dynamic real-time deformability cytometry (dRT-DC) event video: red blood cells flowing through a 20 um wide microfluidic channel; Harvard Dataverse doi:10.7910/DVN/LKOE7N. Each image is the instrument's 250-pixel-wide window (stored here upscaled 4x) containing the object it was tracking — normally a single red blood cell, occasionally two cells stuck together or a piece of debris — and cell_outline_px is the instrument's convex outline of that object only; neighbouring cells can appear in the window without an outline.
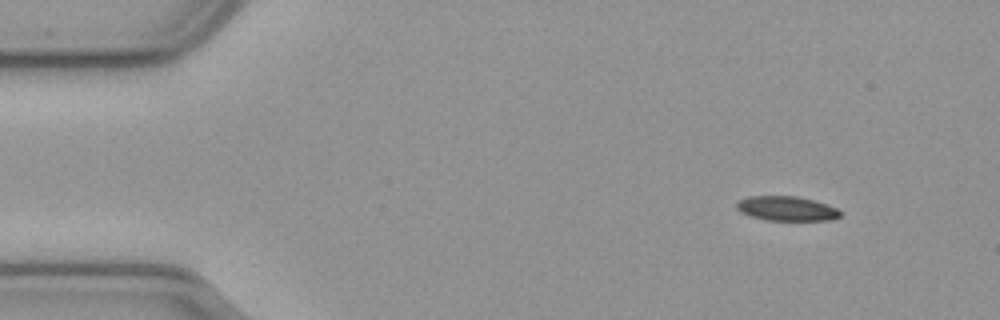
{"species": "common noctule bat (a hibernating species)", "species_latin": "Nyctalus noctula", "temperature_condition": "cold", "stored_images_in_passage": 51, "camera_frame_rate_fps": 3000, "um_per_image_px": 0.085, "animal": {"sex": "male", "body_mass_g": 23.1, "forearm_length_mm": 52.7}, "frame": {"image": 1, "passage_image": 1, "time_ms": 0.0, "image_size_px": [1000, 320], "cell_outline_px": [[840, 216], [832, 220], [764, 220], [740, 212], [736, 208], [736, 204], [740, 200], [748, 196], [796, 196], [812, 200], [836, 208], [840, 212]], "centroid_in_image_um": [66.82, 17.73], "position_along_channel_um": 18.2, "area_um2": 14.62}}
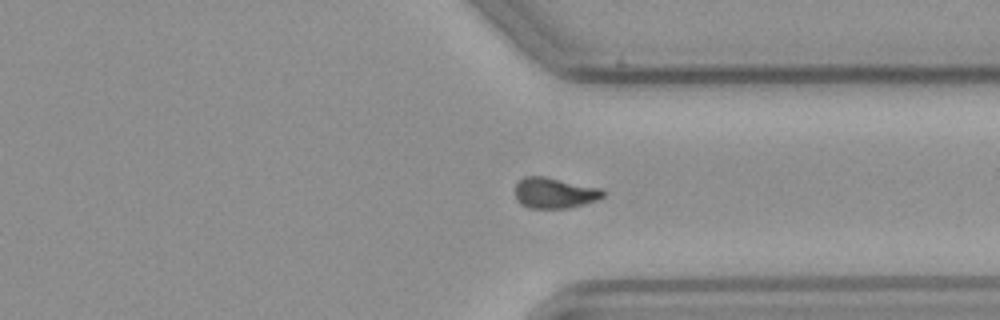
{"frame": {"image": 2, "passage_image": 37, "time_ms": 12.0, "image_size_px": [1000, 320], "cell_outline_px": [[604, 196], [596, 200], [584, 204], [568, 208], [528, 208], [520, 204], [516, 200], [516, 184], [524, 176], [544, 176], [604, 188]], "centroid_in_image_um": [47.15, 16.39], "position_along_channel_um": 364.3, "area_um2": 15.9}}
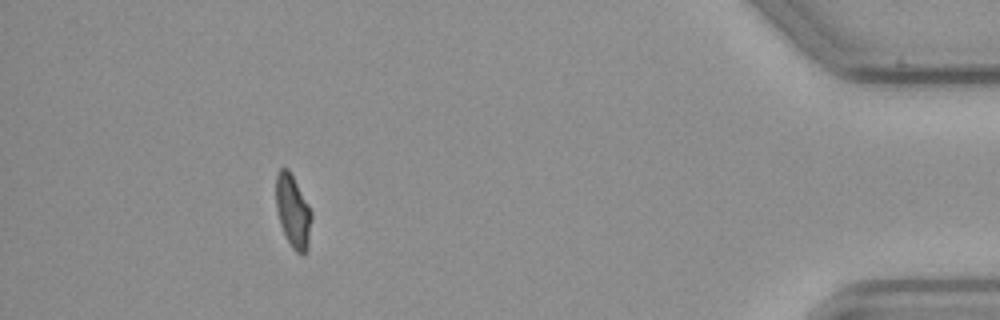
{"frame": {"image": 3, "passage_image": 46, "time_ms": 15.0, "image_size_px": [1000, 320], "cell_outline_px": [[312, 216], [308, 248], [300, 256], [292, 248], [280, 224], [276, 208], [276, 172], [280, 168], [288, 168], [308, 204], [312, 212]], "centroid_in_image_um": [24.9, 17.96], "position_along_channel_um": 410.3, "area_um2": 15.03}, "authors_computed_cell_mechanics": {"area_um2": 16.0106, "velocity_mm_per_s": 3.6414, "shape_relaxation_time_tau1_ms": 6.8556, "shape_relaxation_time_tau2_ms": null, "deformation_change_tau1": 0.1491, "deformation_change_tau2": null}}